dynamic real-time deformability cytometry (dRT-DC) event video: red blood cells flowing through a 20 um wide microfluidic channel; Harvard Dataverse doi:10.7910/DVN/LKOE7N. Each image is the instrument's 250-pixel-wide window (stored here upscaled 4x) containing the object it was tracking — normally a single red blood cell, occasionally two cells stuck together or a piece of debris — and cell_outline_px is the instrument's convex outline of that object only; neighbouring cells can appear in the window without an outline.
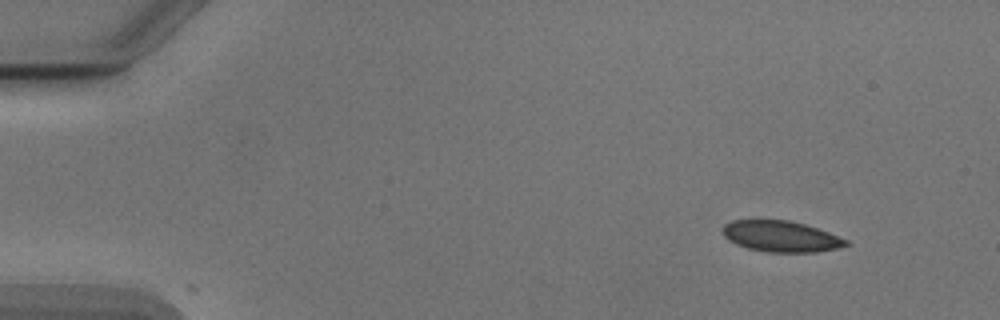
{"species": "Egyptian fruit bat (a non-hibernating species)", "species_latin": "Rousettus aegyptiacus", "temperature_condition": "cold", "stored_images_in_passage": 3, "camera_frame_rate_fps": 3000, "um_per_image_px": 0.085, "animal": {"sex": "male"}, "frame": {"image": 1, "passage_image": 1, "time_ms": 0.0, "image_size_px": [1000, 320], "cell_outline_px": [[852, 244], [840, 248], [816, 252], [768, 252], [748, 248], [736, 244], [728, 240], [724, 236], [724, 224], [732, 220], [788, 220], [804, 224], [828, 232], [848, 240]], "centroid_in_image_um": [66.41, 20.1], "position_along_channel_um": 18.6, "area_um2": 22.25}}
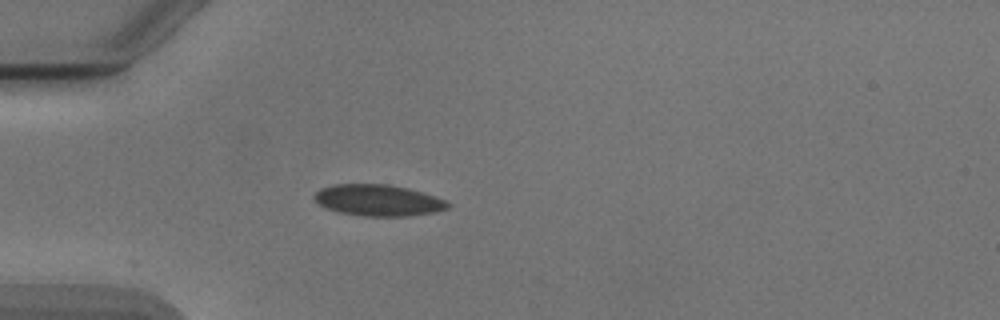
{"frame": {"image": 2, "passage_image": 3, "time_ms": 3.333, "image_size_px": [1000, 320], "cell_outline_px": [[452, 204], [448, 208], [436, 212], [412, 216], [360, 216], [336, 212], [320, 204], [312, 196], [320, 188], [332, 184], [388, 184], [408, 188], [444, 200]], "centroid_in_image_um": [32.13, 17.03], "position_along_channel_um": 52.9, "area_um2": 24.45}}